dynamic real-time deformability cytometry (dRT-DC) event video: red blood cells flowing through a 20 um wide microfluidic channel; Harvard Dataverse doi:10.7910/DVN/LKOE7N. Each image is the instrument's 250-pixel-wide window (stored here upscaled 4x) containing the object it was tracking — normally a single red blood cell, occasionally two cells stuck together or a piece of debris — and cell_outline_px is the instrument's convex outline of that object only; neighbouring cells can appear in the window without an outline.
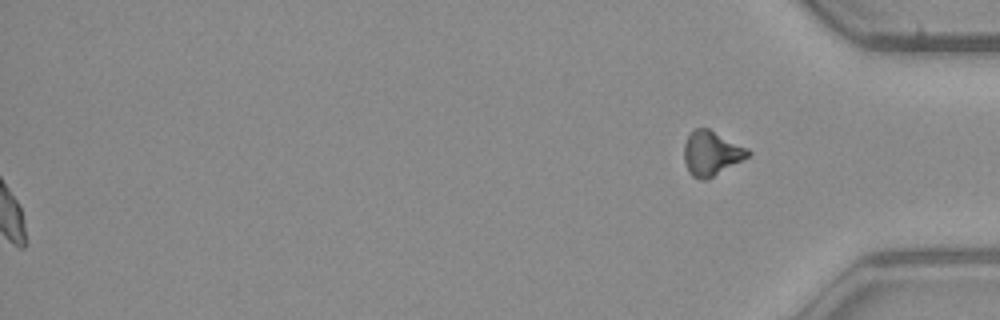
{"species": "common noctule bat (a hibernating species)", "species_latin": "Nyctalus noctula", "temperature_condition": "warm", "stored_images_in_passage": 54, "segment_of_instrument_passage": [2, 2], "camera_frame_rate_fps": 3000, "um_per_image_px": 0.085, "animal": {"sex": "male", "body_mass_g": 23.1, "forearm_length_mm": 52.7}, "frame": {"image": 1, "passage_image": 54, "time_ms": 17.667, "image_size_px": [1000, 320], "cell_outline_px": [[752, 152], [748, 156], [708, 180], [700, 180], [692, 176], [688, 172], [684, 160], [684, 144], [688, 136], [696, 128], [708, 128], [748, 148]], "centroid_in_image_um": [60.45, 13.04], "position_along_channel_um": 374.7, "area_um2": 16.53}}